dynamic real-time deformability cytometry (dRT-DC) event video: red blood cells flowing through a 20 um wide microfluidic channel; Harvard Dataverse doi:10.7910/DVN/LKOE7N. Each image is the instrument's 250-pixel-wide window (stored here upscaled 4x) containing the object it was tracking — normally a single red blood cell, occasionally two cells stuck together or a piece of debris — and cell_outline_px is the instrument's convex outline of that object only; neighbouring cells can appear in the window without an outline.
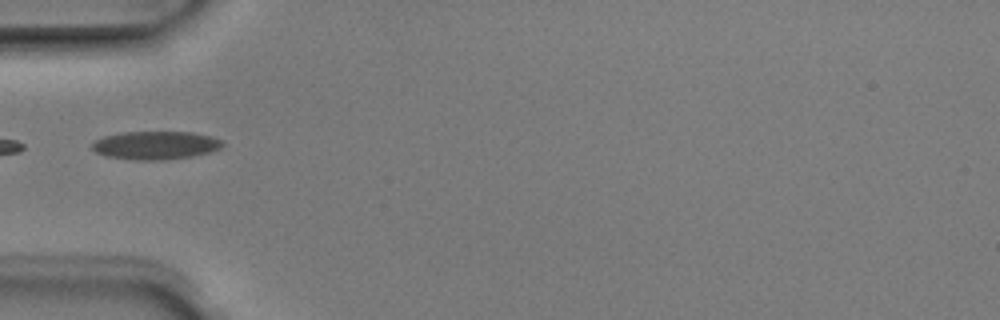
{"species": "Egyptian fruit bat (a non-hibernating species)", "species_latin": "Rousettus aegyptiacus", "temperature_condition": "room temperature", "stored_images_in_passage": 1, "camera_frame_rate_fps": 3000, "um_per_image_px": 0.085, "animal": {"sex": "male"}, "frame": {"image": 1, "passage_image": 1, "time_ms": 0.0, "image_size_px": [1000, 320], "cell_outline_px": [[224, 144], [220, 148], [208, 152], [192, 156], [168, 160], [132, 160], [104, 156], [96, 152], [92, 148], [92, 144], [96, 140], [104, 136], [124, 132], [192, 132], [212, 136], [224, 140]], "centroid_in_image_um": [13.24, 12.35], "position_along_channel_um": 71.8, "area_um2": 21.62}}